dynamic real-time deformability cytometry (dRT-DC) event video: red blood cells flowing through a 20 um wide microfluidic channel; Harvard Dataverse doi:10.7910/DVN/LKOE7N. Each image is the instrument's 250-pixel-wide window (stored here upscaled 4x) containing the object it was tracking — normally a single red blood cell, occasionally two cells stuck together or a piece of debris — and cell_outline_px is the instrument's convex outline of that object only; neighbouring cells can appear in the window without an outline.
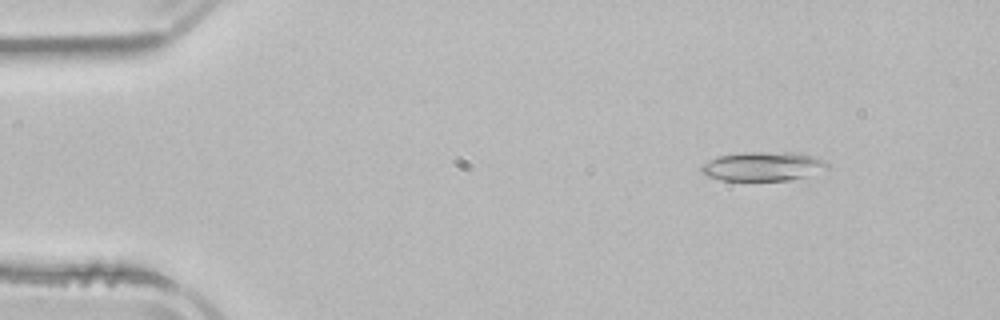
{"species": "common noctule bat (a hibernating species)", "species_latin": "Nyctalus noctula", "temperature_condition": "room temperature", "stored_images_in_passage": 4, "camera_frame_rate_fps": 3000, "um_per_image_px": 0.085, "animal": {"sex": "male", "body_mass_g": 21.5, "forearm_length_mm": 52.0}, "frame": {"image": 1, "passage_image": 1, "time_ms": 0.0, "image_size_px": [1000, 320], "cell_outline_px": [[828, 168], [804, 176], [788, 180], [724, 180], [708, 176], [700, 172], [700, 168], [704, 164], [720, 156], [744, 152], [792, 152], [816, 156], [824, 160], [828, 164]], "centroid_in_image_um": [64.87, 14.13], "position_along_channel_um": 20.1, "area_um2": 21.04}}
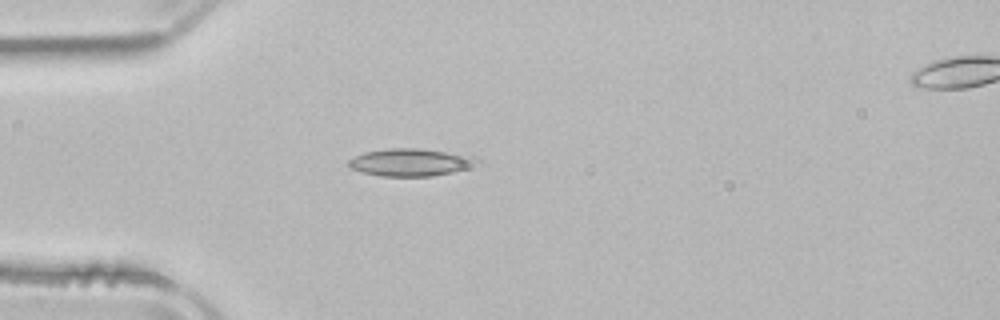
{"frame": {"image": 2, "passage_image": 3, "time_ms": 2.667, "image_size_px": [1000, 320], "cell_outline_px": [[480, 160], [464, 168], [452, 172], [432, 176], [380, 176], [360, 172], [352, 168], [348, 164], [348, 160], [364, 152], [388, 148], [416, 148], [476, 156]], "centroid_in_image_um": [34.84, 13.79], "position_along_channel_um": 50.2, "area_um2": 20.29}}